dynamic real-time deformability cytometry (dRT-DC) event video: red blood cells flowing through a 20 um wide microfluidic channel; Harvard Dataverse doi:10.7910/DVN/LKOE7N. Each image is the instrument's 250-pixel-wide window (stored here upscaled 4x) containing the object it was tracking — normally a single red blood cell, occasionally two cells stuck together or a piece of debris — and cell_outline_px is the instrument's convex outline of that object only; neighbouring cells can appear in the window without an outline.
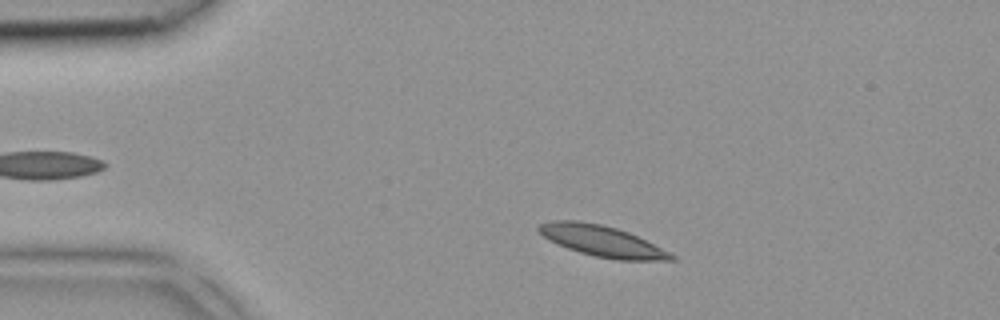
{"species": "common noctule bat (a hibernating species)", "species_latin": "Nyctalus noctula", "temperature_condition": "room temperature", "stored_images_in_passage": 29, "camera_frame_rate_fps": 3000, "um_per_image_px": 0.085, "animal": {"sex": "female", "body_mass_g": 18.4}, "frame": {"image": 1, "passage_image": 4, "time_ms": 1.0, "image_size_px": [1000, 320], "cell_outline_px": [[676, 260], [616, 260], [596, 256], [580, 252], [568, 248], [548, 240], [536, 228], [540, 224], [552, 220], [580, 220], [600, 224], [616, 228], [628, 232], [676, 256]], "centroid_in_image_um": [51.13, 20.48], "position_along_channel_um": 33.9, "area_um2": 23.52}}
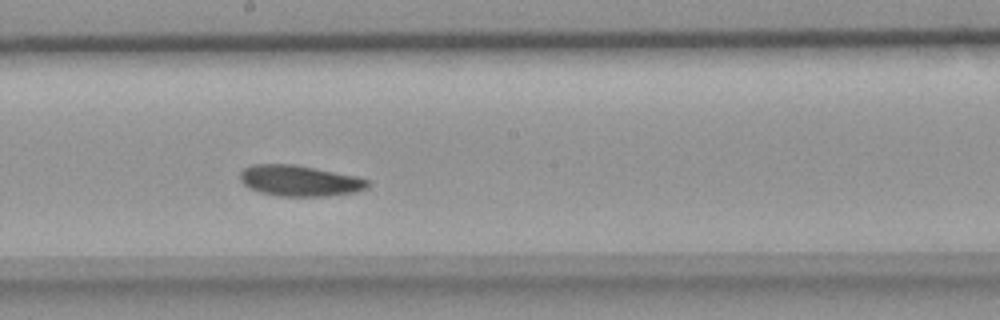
{"frame": {"image": 2, "passage_image": 19, "time_ms": 6.0, "image_size_px": [1000, 320], "cell_outline_px": [[372, 184], [368, 188], [356, 192], [328, 196], [276, 196], [260, 192], [248, 188], [240, 180], [240, 172], [244, 168], [252, 164], [296, 164], [356, 176], [368, 180]], "centroid_in_image_um": [25.48, 15.36], "position_along_channel_um": 222.7, "area_um2": 23.24}}
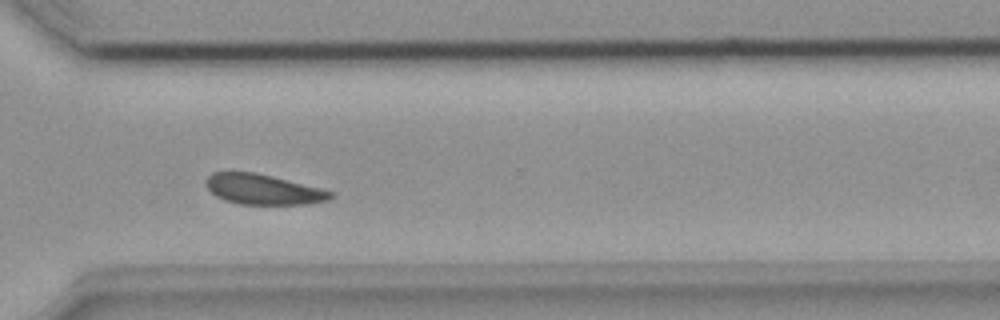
{"frame": {"image": 3, "passage_image": 27, "time_ms": 8.667, "image_size_px": [1000, 320], "cell_outline_px": [[332, 196], [328, 200], [308, 204], [240, 204], [224, 200], [216, 196], [204, 184], [204, 180], [212, 172], [256, 172], [320, 188], [332, 192]], "centroid_in_image_um": [22.32, 16.09], "position_along_channel_um": 348.3, "area_um2": 21.85}}